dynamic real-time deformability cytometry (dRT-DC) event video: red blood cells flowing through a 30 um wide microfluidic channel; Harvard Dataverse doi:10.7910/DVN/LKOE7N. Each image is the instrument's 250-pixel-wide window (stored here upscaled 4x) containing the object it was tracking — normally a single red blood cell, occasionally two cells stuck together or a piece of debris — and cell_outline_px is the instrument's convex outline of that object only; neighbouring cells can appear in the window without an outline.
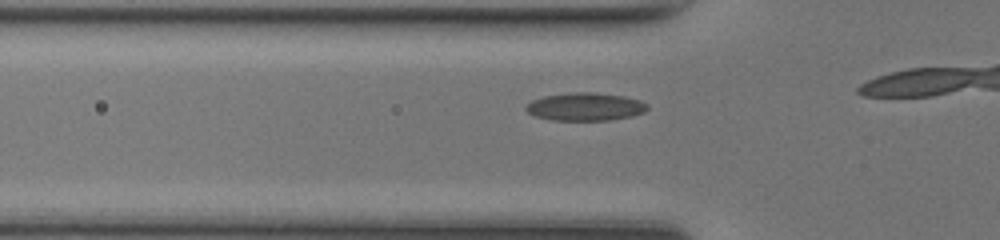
{"species": "common noctule bat (a hibernating species)", "species_latin": "Nyctalus noctula", "temperature_condition": "room temperature", "stored_images_in_passage": 8, "camera_frame_rate_fps": 3000, "um_per_image_px": 0.085, "animal": {"sex": "female", "body_mass_g": 17.0, "forearm_length_mm": 48.0}, "frame": {"image": 1, "passage_image": 4, "time_ms": 1.0, "image_size_px": [1000, 240], "cell_outline_px": [[648, 108], [644, 112], [632, 116], [608, 120], [552, 120], [536, 116], [528, 112], [524, 108], [532, 100], [544, 96], [572, 92], [592, 92], [624, 96], [640, 100], [648, 104]], "centroid_in_image_um": [49.76, 9.07], "position_along_channel_um": 76.0, "area_um2": 19.71}}
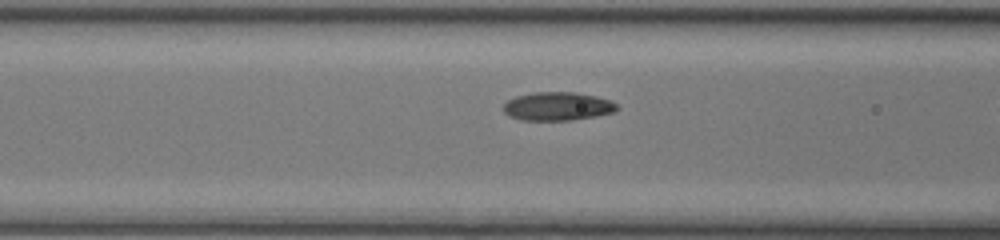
{"frame": {"image": 2, "passage_image": 7, "time_ms": 2.0, "image_size_px": [1000, 240], "cell_outline_px": [[620, 108], [616, 112], [596, 116], [572, 120], [520, 120], [508, 116], [504, 112], [504, 104], [508, 100], [516, 96], [532, 92], [576, 92], [596, 96], [608, 100], [616, 104]], "centroid_in_image_um": [47.4, 9.04], "position_along_channel_um": 119.2, "area_um2": 18.96}}